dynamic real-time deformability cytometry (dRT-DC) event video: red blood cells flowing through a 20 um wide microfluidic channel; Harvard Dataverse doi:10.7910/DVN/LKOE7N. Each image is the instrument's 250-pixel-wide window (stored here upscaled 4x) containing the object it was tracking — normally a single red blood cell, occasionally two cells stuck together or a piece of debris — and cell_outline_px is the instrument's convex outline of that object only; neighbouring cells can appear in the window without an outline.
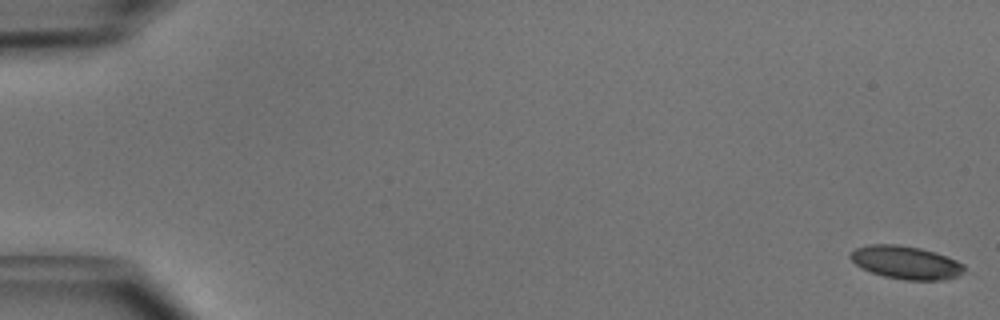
{"species": "common noctule bat (a hibernating species)", "species_latin": "Nyctalus noctula", "temperature_condition": "cold", "stored_images_in_passage": 19, "camera_frame_rate_fps": 3000, "um_per_image_px": 0.085, "animal": {"sex": "male", "body_mass_g": 15.6}, "frame": {"image": 1, "passage_image": 1, "time_ms": 0.0, "image_size_px": [1000, 320], "cell_outline_px": [[964, 272], [956, 276], [944, 280], [904, 280], [884, 276], [860, 268], [848, 256], [856, 248], [868, 244], [896, 244], [920, 248], [936, 252], [956, 260], [964, 264]], "centroid_in_image_um": [77.0, 22.31], "position_along_channel_um": 8.0, "area_um2": 21.96}}
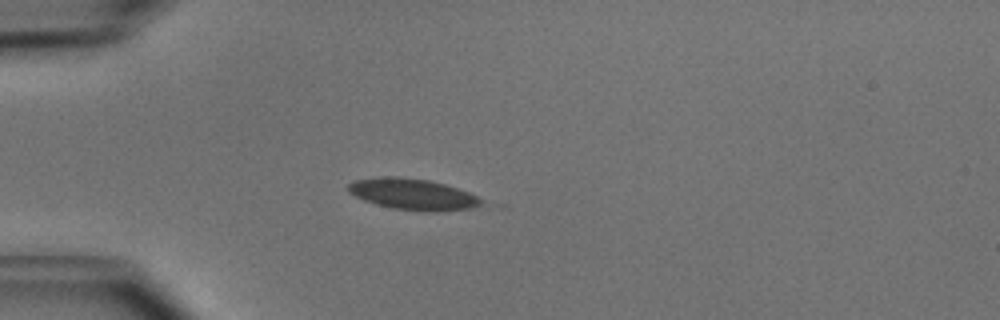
{"frame": {"image": 2, "passage_image": 15, "time_ms": 4.667, "image_size_px": [1000, 320], "cell_outline_px": [[488, 208], [436, 212], [424, 212], [392, 208], [376, 204], [364, 200], [348, 192], [348, 184], [352, 180], [384, 176], [396, 176], [428, 180], [444, 184], [468, 192], [476, 196], [488, 204]], "centroid_in_image_um": [35.19, 16.54], "position_along_channel_um": 49.8, "area_um2": 24.8}}